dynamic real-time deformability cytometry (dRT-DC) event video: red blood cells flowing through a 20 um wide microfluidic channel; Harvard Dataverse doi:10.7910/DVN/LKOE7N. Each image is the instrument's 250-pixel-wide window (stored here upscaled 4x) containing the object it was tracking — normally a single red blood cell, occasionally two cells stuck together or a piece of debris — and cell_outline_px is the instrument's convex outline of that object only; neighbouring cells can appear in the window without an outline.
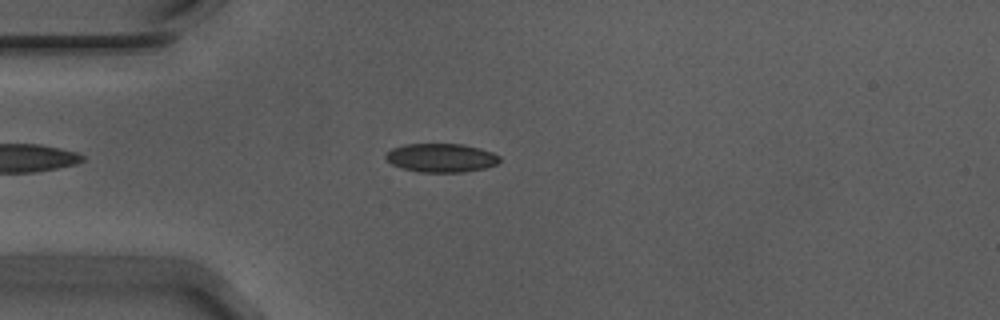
{"species": "Egyptian fruit bat (a non-hibernating species)", "species_latin": "Rousettus aegyptiacus", "temperature_condition": "warm", "stored_images_in_passage": 43, "camera_frame_rate_fps": 3000, "um_per_image_px": 0.085, "animal": {"sex": "male"}, "frame": {"image": 1, "passage_image": 3, "time_ms": 0.667, "image_size_px": [1000, 320], "cell_outline_px": [[500, 160], [496, 164], [484, 168], [464, 172], [420, 172], [404, 168], [392, 164], [384, 156], [392, 148], [408, 144], [464, 144], [480, 148], [492, 152], [500, 156]], "centroid_in_image_um": [37.53, 13.41], "position_along_channel_um": 47.5, "area_um2": 18.9}}
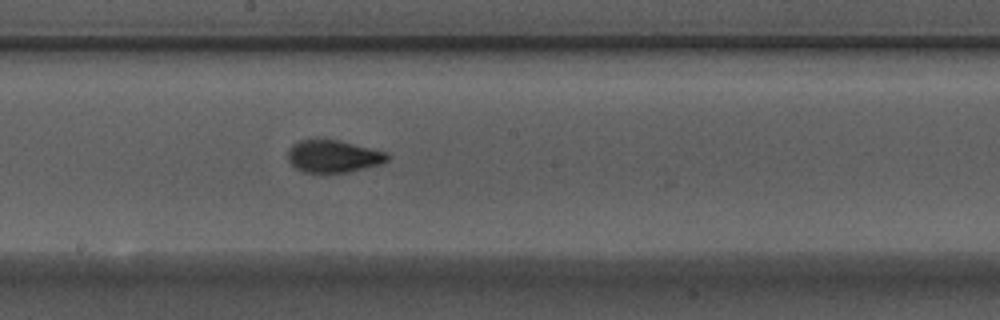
{"frame": {"image": 2, "passage_image": 18, "time_ms": 5.667, "image_size_px": [1000, 320], "cell_outline_px": [[392, 156], [384, 164], [348, 172], [304, 172], [296, 168], [288, 160], [288, 148], [292, 144], [300, 140], [340, 140], [388, 152]], "centroid_in_image_um": [28.4, 13.28], "position_along_channel_um": 219.8, "area_um2": 18.96}}
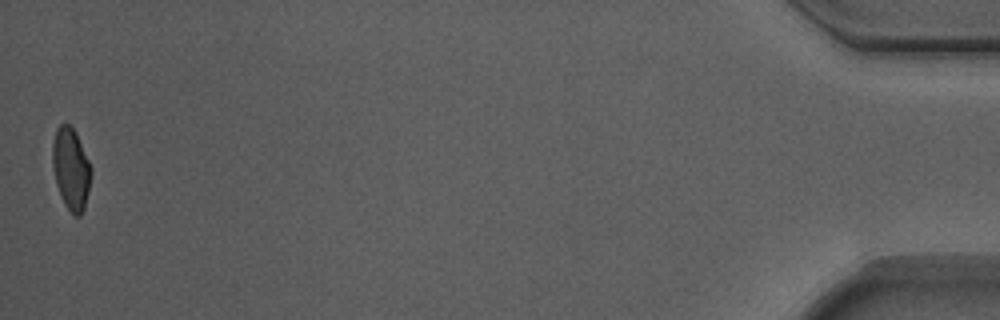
{"frame": {"image": 3, "passage_image": 43, "time_ms": 14.0, "image_size_px": [1000, 320], "cell_outline_px": [[92, 172], [88, 192], [84, 208], [80, 216], [76, 216], [64, 204], [56, 184], [52, 164], [52, 144], [56, 128], [60, 124], [68, 124], [76, 132], [92, 168]], "centroid_in_image_um": [6.03, 14.33], "position_along_channel_um": 429.2, "area_um2": 18.38}, "authors_computed_cell_mechanics": {"area_um2": 18.9006, "velocity_mm_per_s": 3.7277, "shape_relaxation_time_tau1_ms": 4.0264, "shape_relaxation_time_tau2_ms": null, "deformation_change_tau1": 0.1393, "deformation_change_tau2": null}}